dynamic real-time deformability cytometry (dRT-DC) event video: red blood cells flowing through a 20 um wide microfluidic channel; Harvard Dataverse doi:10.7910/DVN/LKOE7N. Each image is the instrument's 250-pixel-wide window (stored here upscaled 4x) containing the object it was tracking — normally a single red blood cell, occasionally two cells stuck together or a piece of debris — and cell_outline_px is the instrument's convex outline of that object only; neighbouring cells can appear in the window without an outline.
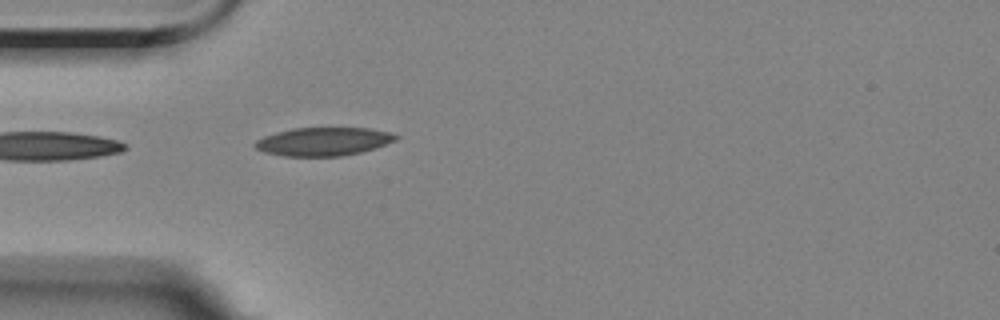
{"species": "Egyptian fruit bat (a non-hibernating species)", "species_latin": "Rousettus aegyptiacus", "temperature_condition": "room temperature", "stored_images_in_passage": 4, "camera_frame_rate_fps": 3000, "um_per_image_px": 0.085, "animal": {"sex": "female"}, "frame": {"image": 1, "passage_image": 4, "time_ms": 3.333, "image_size_px": [1000, 320], "cell_outline_px": [[400, 136], [396, 140], [376, 148], [360, 152], [340, 156], [284, 156], [264, 152], [256, 148], [252, 144], [256, 140], [264, 136], [276, 132], [292, 128], [368, 128], [388, 132]], "centroid_in_image_um": [27.47, 12.03], "position_along_channel_um": 57.5, "area_um2": 23.24}}